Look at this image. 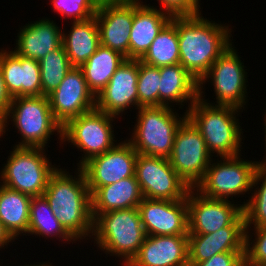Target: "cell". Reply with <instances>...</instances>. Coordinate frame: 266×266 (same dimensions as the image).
<instances>
[{"mask_svg": "<svg viewBox=\"0 0 266 266\" xmlns=\"http://www.w3.org/2000/svg\"><path fill=\"white\" fill-rule=\"evenodd\" d=\"M172 16L176 25L180 59L179 63L198 82L211 65L234 42L230 39L232 29L228 24L215 22L202 16Z\"/></svg>", "mask_w": 266, "mask_h": 266, "instance_id": "1", "label": "cell"}, {"mask_svg": "<svg viewBox=\"0 0 266 266\" xmlns=\"http://www.w3.org/2000/svg\"><path fill=\"white\" fill-rule=\"evenodd\" d=\"M66 170L69 168L65 169V166L57 168L43 196L63 228L77 242H86L93 232L91 194L81 168L77 167L74 175Z\"/></svg>", "mask_w": 266, "mask_h": 266, "instance_id": "2", "label": "cell"}, {"mask_svg": "<svg viewBox=\"0 0 266 266\" xmlns=\"http://www.w3.org/2000/svg\"><path fill=\"white\" fill-rule=\"evenodd\" d=\"M240 112L243 111L232 106L209 104L199 98L189 108L187 117L199 129L212 158L241 155L244 132L238 118Z\"/></svg>", "mask_w": 266, "mask_h": 266, "instance_id": "3", "label": "cell"}, {"mask_svg": "<svg viewBox=\"0 0 266 266\" xmlns=\"http://www.w3.org/2000/svg\"><path fill=\"white\" fill-rule=\"evenodd\" d=\"M92 218L91 238L97 249L106 256L117 257L121 266H127L137 255L146 237L138 208L92 214Z\"/></svg>", "mask_w": 266, "mask_h": 266, "instance_id": "4", "label": "cell"}, {"mask_svg": "<svg viewBox=\"0 0 266 266\" xmlns=\"http://www.w3.org/2000/svg\"><path fill=\"white\" fill-rule=\"evenodd\" d=\"M11 121V122H10ZM14 126L20 135L15 147L48 148L47 144L57 132L59 144H62V126L55 120L48 96L13 97L7 114L2 120V137L8 131V125ZM20 141V142H19ZM48 146V147H47Z\"/></svg>", "mask_w": 266, "mask_h": 266, "instance_id": "5", "label": "cell"}, {"mask_svg": "<svg viewBox=\"0 0 266 266\" xmlns=\"http://www.w3.org/2000/svg\"><path fill=\"white\" fill-rule=\"evenodd\" d=\"M136 112L135 125L130 131L132 135L126 140L139 154L168 159L173 150L176 132L187 113L179 115L174 108L168 106L140 107Z\"/></svg>", "mask_w": 266, "mask_h": 266, "instance_id": "6", "label": "cell"}, {"mask_svg": "<svg viewBox=\"0 0 266 266\" xmlns=\"http://www.w3.org/2000/svg\"><path fill=\"white\" fill-rule=\"evenodd\" d=\"M46 148L12 147L0 170V184L31 197L42 196L51 175L59 165H52Z\"/></svg>", "mask_w": 266, "mask_h": 266, "instance_id": "7", "label": "cell"}, {"mask_svg": "<svg viewBox=\"0 0 266 266\" xmlns=\"http://www.w3.org/2000/svg\"><path fill=\"white\" fill-rule=\"evenodd\" d=\"M235 49L234 44L227 48L211 65L208 72L199 80V99L222 106H232L245 111L248 107L247 68ZM242 61V62H241ZM210 82L216 95L212 103L205 96V84ZM246 105V106H245Z\"/></svg>", "mask_w": 266, "mask_h": 266, "instance_id": "8", "label": "cell"}, {"mask_svg": "<svg viewBox=\"0 0 266 266\" xmlns=\"http://www.w3.org/2000/svg\"><path fill=\"white\" fill-rule=\"evenodd\" d=\"M235 157L212 159L202 180L195 190L211 199L234 200L252 191L253 177L259 161ZM216 160V162H215ZM233 196L235 198H233ZM230 198V199H229Z\"/></svg>", "mask_w": 266, "mask_h": 266, "instance_id": "9", "label": "cell"}, {"mask_svg": "<svg viewBox=\"0 0 266 266\" xmlns=\"http://www.w3.org/2000/svg\"><path fill=\"white\" fill-rule=\"evenodd\" d=\"M116 118L118 120V117L95 108L69 120L62 127V144L71 143L73 148L76 147L77 151L83 153L77 167L80 168L92 157L112 149L120 141L116 139L113 130Z\"/></svg>", "mask_w": 266, "mask_h": 266, "instance_id": "10", "label": "cell"}, {"mask_svg": "<svg viewBox=\"0 0 266 266\" xmlns=\"http://www.w3.org/2000/svg\"><path fill=\"white\" fill-rule=\"evenodd\" d=\"M204 138L194 123L186 117L180 124L169 162L190 188L202 180L213 158Z\"/></svg>", "mask_w": 266, "mask_h": 266, "instance_id": "11", "label": "cell"}, {"mask_svg": "<svg viewBox=\"0 0 266 266\" xmlns=\"http://www.w3.org/2000/svg\"><path fill=\"white\" fill-rule=\"evenodd\" d=\"M135 176L146 199L182 200L191 189L163 157L138 153Z\"/></svg>", "mask_w": 266, "mask_h": 266, "instance_id": "12", "label": "cell"}, {"mask_svg": "<svg viewBox=\"0 0 266 266\" xmlns=\"http://www.w3.org/2000/svg\"><path fill=\"white\" fill-rule=\"evenodd\" d=\"M186 201L188 235L214 233L229 225H245L243 207L238 202L211 199L194 188L189 190Z\"/></svg>", "mask_w": 266, "mask_h": 266, "instance_id": "13", "label": "cell"}, {"mask_svg": "<svg viewBox=\"0 0 266 266\" xmlns=\"http://www.w3.org/2000/svg\"><path fill=\"white\" fill-rule=\"evenodd\" d=\"M137 155L125 139L107 152L85 162L80 168L85 175L90 194L92 195L99 187L134 176Z\"/></svg>", "mask_w": 266, "mask_h": 266, "instance_id": "14", "label": "cell"}, {"mask_svg": "<svg viewBox=\"0 0 266 266\" xmlns=\"http://www.w3.org/2000/svg\"><path fill=\"white\" fill-rule=\"evenodd\" d=\"M48 99L52 114L62 127L96 107V97L89 90L80 67H73Z\"/></svg>", "mask_w": 266, "mask_h": 266, "instance_id": "15", "label": "cell"}, {"mask_svg": "<svg viewBox=\"0 0 266 266\" xmlns=\"http://www.w3.org/2000/svg\"><path fill=\"white\" fill-rule=\"evenodd\" d=\"M95 18L100 44L120 52L129 59L134 0H100Z\"/></svg>", "mask_w": 266, "mask_h": 266, "instance_id": "16", "label": "cell"}, {"mask_svg": "<svg viewBox=\"0 0 266 266\" xmlns=\"http://www.w3.org/2000/svg\"><path fill=\"white\" fill-rule=\"evenodd\" d=\"M139 59H126L96 96V109L120 118L127 109L138 110ZM127 112V113H126Z\"/></svg>", "mask_w": 266, "mask_h": 266, "instance_id": "17", "label": "cell"}, {"mask_svg": "<svg viewBox=\"0 0 266 266\" xmlns=\"http://www.w3.org/2000/svg\"><path fill=\"white\" fill-rule=\"evenodd\" d=\"M146 235H188V208L182 200H157L143 198L138 205Z\"/></svg>", "mask_w": 266, "mask_h": 266, "instance_id": "18", "label": "cell"}, {"mask_svg": "<svg viewBox=\"0 0 266 266\" xmlns=\"http://www.w3.org/2000/svg\"><path fill=\"white\" fill-rule=\"evenodd\" d=\"M0 69L6 89L12 98L42 95L39 61L18 55L9 47L2 48Z\"/></svg>", "mask_w": 266, "mask_h": 266, "instance_id": "19", "label": "cell"}, {"mask_svg": "<svg viewBox=\"0 0 266 266\" xmlns=\"http://www.w3.org/2000/svg\"><path fill=\"white\" fill-rule=\"evenodd\" d=\"M127 266H189L188 235H146Z\"/></svg>", "mask_w": 266, "mask_h": 266, "instance_id": "20", "label": "cell"}, {"mask_svg": "<svg viewBox=\"0 0 266 266\" xmlns=\"http://www.w3.org/2000/svg\"><path fill=\"white\" fill-rule=\"evenodd\" d=\"M51 18H42L26 23L17 33L16 45L12 48L18 55L40 61L46 54L63 43L62 32Z\"/></svg>", "mask_w": 266, "mask_h": 266, "instance_id": "21", "label": "cell"}, {"mask_svg": "<svg viewBox=\"0 0 266 266\" xmlns=\"http://www.w3.org/2000/svg\"><path fill=\"white\" fill-rule=\"evenodd\" d=\"M245 233V225H229L214 233L188 235L189 266L218 253L245 252Z\"/></svg>", "mask_w": 266, "mask_h": 266, "instance_id": "22", "label": "cell"}, {"mask_svg": "<svg viewBox=\"0 0 266 266\" xmlns=\"http://www.w3.org/2000/svg\"><path fill=\"white\" fill-rule=\"evenodd\" d=\"M154 6H151L150 3L146 4L143 0H134V18L129 39V59H140L172 18L171 14L159 6Z\"/></svg>", "mask_w": 266, "mask_h": 266, "instance_id": "23", "label": "cell"}, {"mask_svg": "<svg viewBox=\"0 0 266 266\" xmlns=\"http://www.w3.org/2000/svg\"><path fill=\"white\" fill-rule=\"evenodd\" d=\"M160 76L159 106L173 108L176 104L187 113L199 98V82L180 63L160 67Z\"/></svg>", "mask_w": 266, "mask_h": 266, "instance_id": "24", "label": "cell"}, {"mask_svg": "<svg viewBox=\"0 0 266 266\" xmlns=\"http://www.w3.org/2000/svg\"><path fill=\"white\" fill-rule=\"evenodd\" d=\"M143 199L136 176L99 187L91 195V214H103L111 210L138 208Z\"/></svg>", "mask_w": 266, "mask_h": 266, "instance_id": "25", "label": "cell"}, {"mask_svg": "<svg viewBox=\"0 0 266 266\" xmlns=\"http://www.w3.org/2000/svg\"><path fill=\"white\" fill-rule=\"evenodd\" d=\"M70 31L62 32L63 46L73 67H81L100 45L97 20L71 22Z\"/></svg>", "mask_w": 266, "mask_h": 266, "instance_id": "26", "label": "cell"}, {"mask_svg": "<svg viewBox=\"0 0 266 266\" xmlns=\"http://www.w3.org/2000/svg\"><path fill=\"white\" fill-rule=\"evenodd\" d=\"M31 198L0 184V221L14 240L28 233Z\"/></svg>", "mask_w": 266, "mask_h": 266, "instance_id": "27", "label": "cell"}, {"mask_svg": "<svg viewBox=\"0 0 266 266\" xmlns=\"http://www.w3.org/2000/svg\"><path fill=\"white\" fill-rule=\"evenodd\" d=\"M126 60L120 52L99 45L96 52L80 67L89 90L98 96L118 67Z\"/></svg>", "mask_w": 266, "mask_h": 266, "instance_id": "28", "label": "cell"}, {"mask_svg": "<svg viewBox=\"0 0 266 266\" xmlns=\"http://www.w3.org/2000/svg\"><path fill=\"white\" fill-rule=\"evenodd\" d=\"M30 235L42 236L50 240L56 238L59 242L67 244L72 241V244L77 242L60 224L43 195L31 198L29 228L26 236Z\"/></svg>", "mask_w": 266, "mask_h": 266, "instance_id": "29", "label": "cell"}, {"mask_svg": "<svg viewBox=\"0 0 266 266\" xmlns=\"http://www.w3.org/2000/svg\"><path fill=\"white\" fill-rule=\"evenodd\" d=\"M180 51L176 25L170 20L139 59L146 65L164 67L179 63Z\"/></svg>", "mask_w": 266, "mask_h": 266, "instance_id": "30", "label": "cell"}, {"mask_svg": "<svg viewBox=\"0 0 266 266\" xmlns=\"http://www.w3.org/2000/svg\"><path fill=\"white\" fill-rule=\"evenodd\" d=\"M251 194L246 201H238L242 203L245 227L266 226V159H262L257 165Z\"/></svg>", "mask_w": 266, "mask_h": 266, "instance_id": "31", "label": "cell"}, {"mask_svg": "<svg viewBox=\"0 0 266 266\" xmlns=\"http://www.w3.org/2000/svg\"><path fill=\"white\" fill-rule=\"evenodd\" d=\"M42 95L48 96L73 68L63 44L46 54L40 61Z\"/></svg>", "mask_w": 266, "mask_h": 266, "instance_id": "32", "label": "cell"}, {"mask_svg": "<svg viewBox=\"0 0 266 266\" xmlns=\"http://www.w3.org/2000/svg\"><path fill=\"white\" fill-rule=\"evenodd\" d=\"M160 79V68L146 65L139 60L138 109L159 106Z\"/></svg>", "mask_w": 266, "mask_h": 266, "instance_id": "33", "label": "cell"}, {"mask_svg": "<svg viewBox=\"0 0 266 266\" xmlns=\"http://www.w3.org/2000/svg\"><path fill=\"white\" fill-rule=\"evenodd\" d=\"M54 13L71 22L85 21L94 17L100 0H50Z\"/></svg>", "mask_w": 266, "mask_h": 266, "instance_id": "34", "label": "cell"}, {"mask_svg": "<svg viewBox=\"0 0 266 266\" xmlns=\"http://www.w3.org/2000/svg\"><path fill=\"white\" fill-rule=\"evenodd\" d=\"M244 258L249 263L266 266V226L246 228Z\"/></svg>", "mask_w": 266, "mask_h": 266, "instance_id": "35", "label": "cell"}, {"mask_svg": "<svg viewBox=\"0 0 266 266\" xmlns=\"http://www.w3.org/2000/svg\"><path fill=\"white\" fill-rule=\"evenodd\" d=\"M161 9L172 16L197 15L201 13V0H156Z\"/></svg>", "mask_w": 266, "mask_h": 266, "instance_id": "36", "label": "cell"}, {"mask_svg": "<svg viewBox=\"0 0 266 266\" xmlns=\"http://www.w3.org/2000/svg\"><path fill=\"white\" fill-rule=\"evenodd\" d=\"M245 252H224L210 259L197 263L195 266H237L244 258Z\"/></svg>", "mask_w": 266, "mask_h": 266, "instance_id": "37", "label": "cell"}, {"mask_svg": "<svg viewBox=\"0 0 266 266\" xmlns=\"http://www.w3.org/2000/svg\"><path fill=\"white\" fill-rule=\"evenodd\" d=\"M12 101V97L6 89V85L3 80L2 72L0 69V120L2 121L4 116L7 114L9 105Z\"/></svg>", "mask_w": 266, "mask_h": 266, "instance_id": "38", "label": "cell"}, {"mask_svg": "<svg viewBox=\"0 0 266 266\" xmlns=\"http://www.w3.org/2000/svg\"><path fill=\"white\" fill-rule=\"evenodd\" d=\"M13 242L15 244L16 241L9 235L0 221V251L1 249H6Z\"/></svg>", "mask_w": 266, "mask_h": 266, "instance_id": "39", "label": "cell"}, {"mask_svg": "<svg viewBox=\"0 0 266 266\" xmlns=\"http://www.w3.org/2000/svg\"><path fill=\"white\" fill-rule=\"evenodd\" d=\"M46 262H48V263H46ZM46 262L45 261L43 263L42 262H38V263L36 262L35 264L34 263L33 264L30 263V265L29 264L27 265V263H26L23 266H53L52 263H49V260H47ZM0 266H1V264H0Z\"/></svg>", "mask_w": 266, "mask_h": 266, "instance_id": "40", "label": "cell"}, {"mask_svg": "<svg viewBox=\"0 0 266 266\" xmlns=\"http://www.w3.org/2000/svg\"><path fill=\"white\" fill-rule=\"evenodd\" d=\"M264 111H266V107H265V110H264ZM263 116H264V121H265V122L263 121V123H264V128H265V130H264V134H265V135H264V136H265V137H264V138H265L264 140H265V143H263V144H265V148H264L265 151H264V152H266V112H264ZM263 159H266V153H265V156L263 157Z\"/></svg>", "mask_w": 266, "mask_h": 266, "instance_id": "41", "label": "cell"}, {"mask_svg": "<svg viewBox=\"0 0 266 266\" xmlns=\"http://www.w3.org/2000/svg\"><path fill=\"white\" fill-rule=\"evenodd\" d=\"M237 266H258V265L249 263L245 258H243L242 261Z\"/></svg>", "mask_w": 266, "mask_h": 266, "instance_id": "42", "label": "cell"}, {"mask_svg": "<svg viewBox=\"0 0 266 266\" xmlns=\"http://www.w3.org/2000/svg\"><path fill=\"white\" fill-rule=\"evenodd\" d=\"M2 138V121L0 120V139Z\"/></svg>", "mask_w": 266, "mask_h": 266, "instance_id": "43", "label": "cell"}]
</instances>
